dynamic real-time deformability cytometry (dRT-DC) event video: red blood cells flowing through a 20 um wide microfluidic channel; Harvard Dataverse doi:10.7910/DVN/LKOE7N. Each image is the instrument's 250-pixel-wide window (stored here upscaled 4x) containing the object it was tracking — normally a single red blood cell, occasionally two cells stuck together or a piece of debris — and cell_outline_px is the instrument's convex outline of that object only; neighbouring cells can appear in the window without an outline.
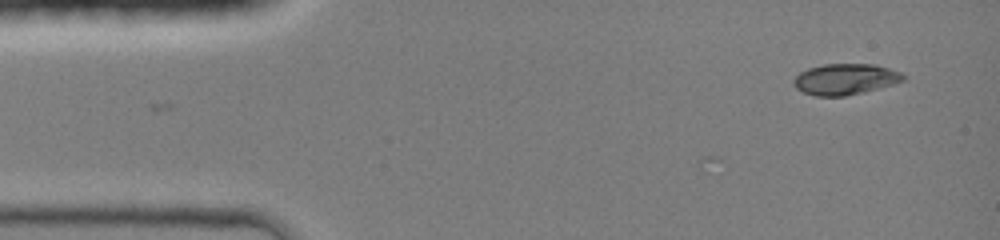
{"species": "common noctule bat (a hibernating species)", "species_latin": "Nyctalus noctula", "temperature_condition": "room temperature", "stored_images_in_passage": 4, "camera_frame_rate_fps": 3000, "um_per_image_px": 0.085, "animal": {"sex": "female", "body_mass_g": 19.0, "forearm_length_mm": 51.5}, "frame": {"image": 1, "passage_image": 4, "time_ms": 1.0, "image_size_px": [1000, 240], "cell_outline_px": [[904, 80], [892, 84], [864, 92], [844, 96], [816, 96], [804, 92], [796, 88], [792, 84], [792, 80], [800, 72], [808, 68], [824, 64], [876, 64], [900, 72], [904, 76]], "centroid_in_image_um": [71.81, 6.73], "position_along_channel_um": 13.2, "area_um2": 19.71}}